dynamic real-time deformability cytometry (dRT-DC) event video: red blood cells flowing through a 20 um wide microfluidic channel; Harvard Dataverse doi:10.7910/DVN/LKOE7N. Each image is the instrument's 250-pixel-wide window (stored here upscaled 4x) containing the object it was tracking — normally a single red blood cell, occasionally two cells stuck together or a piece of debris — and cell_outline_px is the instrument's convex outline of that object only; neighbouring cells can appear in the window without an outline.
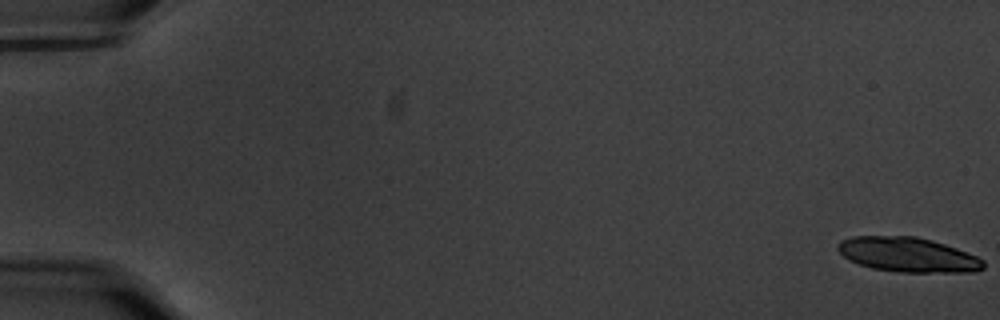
{"species": "common noctule bat (a hibernating species)", "species_latin": "Nyctalus noctula", "temperature_condition": "warm", "stored_images_in_passage": 18, "camera_frame_rate_fps": 3000, "um_per_image_px": 0.085, "animal": {"sex": "male", "body_mass_g": 20.1, "forearm_length_mm": 53.5}, "frame": {"image": 1, "passage_image": 1, "time_ms": 0.0, "image_size_px": [1000, 320], "cell_outline_px": [[984, 268], [976, 272], [900, 272], [872, 268], [848, 260], [836, 248], [836, 244], [840, 240], [852, 236], [916, 236], [932, 240], [956, 248], [976, 256], [984, 260]], "centroid_in_image_um": [77.15, 21.64], "position_along_channel_um": 7.8, "area_um2": 29.48}}